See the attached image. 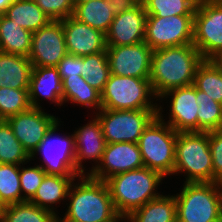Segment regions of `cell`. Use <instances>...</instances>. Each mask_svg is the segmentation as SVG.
<instances>
[{
    "instance_id": "cell-39",
    "label": "cell",
    "mask_w": 222,
    "mask_h": 222,
    "mask_svg": "<svg viewBox=\"0 0 222 222\" xmlns=\"http://www.w3.org/2000/svg\"><path fill=\"white\" fill-rule=\"evenodd\" d=\"M83 66V56H75L67 54L64 58L59 61L56 66L58 73L63 81L66 77H77L81 75Z\"/></svg>"
},
{
    "instance_id": "cell-4",
    "label": "cell",
    "mask_w": 222,
    "mask_h": 222,
    "mask_svg": "<svg viewBox=\"0 0 222 222\" xmlns=\"http://www.w3.org/2000/svg\"><path fill=\"white\" fill-rule=\"evenodd\" d=\"M175 198L178 221L222 222L221 182H185Z\"/></svg>"
},
{
    "instance_id": "cell-24",
    "label": "cell",
    "mask_w": 222,
    "mask_h": 222,
    "mask_svg": "<svg viewBox=\"0 0 222 222\" xmlns=\"http://www.w3.org/2000/svg\"><path fill=\"white\" fill-rule=\"evenodd\" d=\"M128 222H175L176 198L175 195H161L137 208L128 216Z\"/></svg>"
},
{
    "instance_id": "cell-30",
    "label": "cell",
    "mask_w": 222,
    "mask_h": 222,
    "mask_svg": "<svg viewBox=\"0 0 222 222\" xmlns=\"http://www.w3.org/2000/svg\"><path fill=\"white\" fill-rule=\"evenodd\" d=\"M110 74L106 51L83 56L81 76L85 77L86 82L100 93L103 92Z\"/></svg>"
},
{
    "instance_id": "cell-32",
    "label": "cell",
    "mask_w": 222,
    "mask_h": 222,
    "mask_svg": "<svg viewBox=\"0 0 222 222\" xmlns=\"http://www.w3.org/2000/svg\"><path fill=\"white\" fill-rule=\"evenodd\" d=\"M196 102L199 105L197 112L198 131L222 130V104L209 98L205 92L197 88Z\"/></svg>"
},
{
    "instance_id": "cell-38",
    "label": "cell",
    "mask_w": 222,
    "mask_h": 222,
    "mask_svg": "<svg viewBox=\"0 0 222 222\" xmlns=\"http://www.w3.org/2000/svg\"><path fill=\"white\" fill-rule=\"evenodd\" d=\"M209 145L213 165V182L222 183V130L209 132Z\"/></svg>"
},
{
    "instance_id": "cell-17",
    "label": "cell",
    "mask_w": 222,
    "mask_h": 222,
    "mask_svg": "<svg viewBox=\"0 0 222 222\" xmlns=\"http://www.w3.org/2000/svg\"><path fill=\"white\" fill-rule=\"evenodd\" d=\"M147 13L142 1L135 7L117 14L106 35L107 46H124L141 43L145 39Z\"/></svg>"
},
{
    "instance_id": "cell-16",
    "label": "cell",
    "mask_w": 222,
    "mask_h": 222,
    "mask_svg": "<svg viewBox=\"0 0 222 222\" xmlns=\"http://www.w3.org/2000/svg\"><path fill=\"white\" fill-rule=\"evenodd\" d=\"M144 167L138 143H106L102 160L89 175L106 181L108 178Z\"/></svg>"
},
{
    "instance_id": "cell-9",
    "label": "cell",
    "mask_w": 222,
    "mask_h": 222,
    "mask_svg": "<svg viewBox=\"0 0 222 222\" xmlns=\"http://www.w3.org/2000/svg\"><path fill=\"white\" fill-rule=\"evenodd\" d=\"M194 15H147L144 42L152 49L193 44Z\"/></svg>"
},
{
    "instance_id": "cell-40",
    "label": "cell",
    "mask_w": 222,
    "mask_h": 222,
    "mask_svg": "<svg viewBox=\"0 0 222 222\" xmlns=\"http://www.w3.org/2000/svg\"><path fill=\"white\" fill-rule=\"evenodd\" d=\"M141 0H108L114 9V15L120 14L135 7Z\"/></svg>"
},
{
    "instance_id": "cell-2",
    "label": "cell",
    "mask_w": 222,
    "mask_h": 222,
    "mask_svg": "<svg viewBox=\"0 0 222 222\" xmlns=\"http://www.w3.org/2000/svg\"><path fill=\"white\" fill-rule=\"evenodd\" d=\"M80 182L72 183L69 192V206L58 222H107L118 213L105 181L90 175L79 176Z\"/></svg>"
},
{
    "instance_id": "cell-34",
    "label": "cell",
    "mask_w": 222,
    "mask_h": 222,
    "mask_svg": "<svg viewBox=\"0 0 222 222\" xmlns=\"http://www.w3.org/2000/svg\"><path fill=\"white\" fill-rule=\"evenodd\" d=\"M28 90L10 87L0 88V114L6 120L31 108Z\"/></svg>"
},
{
    "instance_id": "cell-43",
    "label": "cell",
    "mask_w": 222,
    "mask_h": 222,
    "mask_svg": "<svg viewBox=\"0 0 222 222\" xmlns=\"http://www.w3.org/2000/svg\"><path fill=\"white\" fill-rule=\"evenodd\" d=\"M196 6L208 3L219 2V0H191Z\"/></svg>"
},
{
    "instance_id": "cell-5",
    "label": "cell",
    "mask_w": 222,
    "mask_h": 222,
    "mask_svg": "<svg viewBox=\"0 0 222 222\" xmlns=\"http://www.w3.org/2000/svg\"><path fill=\"white\" fill-rule=\"evenodd\" d=\"M184 173L185 182H213L209 132H178L174 174Z\"/></svg>"
},
{
    "instance_id": "cell-21",
    "label": "cell",
    "mask_w": 222,
    "mask_h": 222,
    "mask_svg": "<svg viewBox=\"0 0 222 222\" xmlns=\"http://www.w3.org/2000/svg\"><path fill=\"white\" fill-rule=\"evenodd\" d=\"M32 69L28 57L0 51V88L29 89Z\"/></svg>"
},
{
    "instance_id": "cell-45",
    "label": "cell",
    "mask_w": 222,
    "mask_h": 222,
    "mask_svg": "<svg viewBox=\"0 0 222 222\" xmlns=\"http://www.w3.org/2000/svg\"><path fill=\"white\" fill-rule=\"evenodd\" d=\"M72 1H73V5L75 7L76 5H79L80 3H85L88 1H92V0H72Z\"/></svg>"
},
{
    "instance_id": "cell-41",
    "label": "cell",
    "mask_w": 222,
    "mask_h": 222,
    "mask_svg": "<svg viewBox=\"0 0 222 222\" xmlns=\"http://www.w3.org/2000/svg\"><path fill=\"white\" fill-rule=\"evenodd\" d=\"M14 0H0V14H4Z\"/></svg>"
},
{
    "instance_id": "cell-44",
    "label": "cell",
    "mask_w": 222,
    "mask_h": 222,
    "mask_svg": "<svg viewBox=\"0 0 222 222\" xmlns=\"http://www.w3.org/2000/svg\"><path fill=\"white\" fill-rule=\"evenodd\" d=\"M125 221L128 222V217L126 215L118 214L114 219L107 221V222H119V221Z\"/></svg>"
},
{
    "instance_id": "cell-12",
    "label": "cell",
    "mask_w": 222,
    "mask_h": 222,
    "mask_svg": "<svg viewBox=\"0 0 222 222\" xmlns=\"http://www.w3.org/2000/svg\"><path fill=\"white\" fill-rule=\"evenodd\" d=\"M67 54L63 20H51L32 33L28 58L33 67H56Z\"/></svg>"
},
{
    "instance_id": "cell-31",
    "label": "cell",
    "mask_w": 222,
    "mask_h": 222,
    "mask_svg": "<svg viewBox=\"0 0 222 222\" xmlns=\"http://www.w3.org/2000/svg\"><path fill=\"white\" fill-rule=\"evenodd\" d=\"M31 160V156L15 137L13 129L5 121L0 126V163L24 165Z\"/></svg>"
},
{
    "instance_id": "cell-13",
    "label": "cell",
    "mask_w": 222,
    "mask_h": 222,
    "mask_svg": "<svg viewBox=\"0 0 222 222\" xmlns=\"http://www.w3.org/2000/svg\"><path fill=\"white\" fill-rule=\"evenodd\" d=\"M6 121L30 156L52 127L59 122L58 117L45 113L42 108L32 107L25 112L9 117Z\"/></svg>"
},
{
    "instance_id": "cell-36",
    "label": "cell",
    "mask_w": 222,
    "mask_h": 222,
    "mask_svg": "<svg viewBox=\"0 0 222 222\" xmlns=\"http://www.w3.org/2000/svg\"><path fill=\"white\" fill-rule=\"evenodd\" d=\"M20 186L22 192V202L30 201L40 184L42 183L46 172L39 166L24 168L20 165Z\"/></svg>"
},
{
    "instance_id": "cell-46",
    "label": "cell",
    "mask_w": 222,
    "mask_h": 222,
    "mask_svg": "<svg viewBox=\"0 0 222 222\" xmlns=\"http://www.w3.org/2000/svg\"><path fill=\"white\" fill-rule=\"evenodd\" d=\"M6 121V119L0 114V126Z\"/></svg>"
},
{
    "instance_id": "cell-20",
    "label": "cell",
    "mask_w": 222,
    "mask_h": 222,
    "mask_svg": "<svg viewBox=\"0 0 222 222\" xmlns=\"http://www.w3.org/2000/svg\"><path fill=\"white\" fill-rule=\"evenodd\" d=\"M28 93L32 108H42L39 102L42 97L62 106V80L57 67H33Z\"/></svg>"
},
{
    "instance_id": "cell-26",
    "label": "cell",
    "mask_w": 222,
    "mask_h": 222,
    "mask_svg": "<svg viewBox=\"0 0 222 222\" xmlns=\"http://www.w3.org/2000/svg\"><path fill=\"white\" fill-rule=\"evenodd\" d=\"M4 15L32 33L51 21L33 0H14Z\"/></svg>"
},
{
    "instance_id": "cell-22",
    "label": "cell",
    "mask_w": 222,
    "mask_h": 222,
    "mask_svg": "<svg viewBox=\"0 0 222 222\" xmlns=\"http://www.w3.org/2000/svg\"><path fill=\"white\" fill-rule=\"evenodd\" d=\"M78 178V176H61L46 174L39 188L37 189L34 197L29 201L36 206L54 211V205L68 199V192L72 183Z\"/></svg>"
},
{
    "instance_id": "cell-42",
    "label": "cell",
    "mask_w": 222,
    "mask_h": 222,
    "mask_svg": "<svg viewBox=\"0 0 222 222\" xmlns=\"http://www.w3.org/2000/svg\"><path fill=\"white\" fill-rule=\"evenodd\" d=\"M220 69H222V50L211 59Z\"/></svg>"
},
{
    "instance_id": "cell-29",
    "label": "cell",
    "mask_w": 222,
    "mask_h": 222,
    "mask_svg": "<svg viewBox=\"0 0 222 222\" xmlns=\"http://www.w3.org/2000/svg\"><path fill=\"white\" fill-rule=\"evenodd\" d=\"M198 90L222 104V69L212 60H203L199 65L193 84Z\"/></svg>"
},
{
    "instance_id": "cell-10",
    "label": "cell",
    "mask_w": 222,
    "mask_h": 222,
    "mask_svg": "<svg viewBox=\"0 0 222 222\" xmlns=\"http://www.w3.org/2000/svg\"><path fill=\"white\" fill-rule=\"evenodd\" d=\"M60 121L47 133L45 139L31 155L43 154L44 165H39L46 174L61 176H81L76 169L74 135L56 136Z\"/></svg>"
},
{
    "instance_id": "cell-8",
    "label": "cell",
    "mask_w": 222,
    "mask_h": 222,
    "mask_svg": "<svg viewBox=\"0 0 222 222\" xmlns=\"http://www.w3.org/2000/svg\"><path fill=\"white\" fill-rule=\"evenodd\" d=\"M106 143H138L147 126L158 116V110H111L96 112Z\"/></svg>"
},
{
    "instance_id": "cell-19",
    "label": "cell",
    "mask_w": 222,
    "mask_h": 222,
    "mask_svg": "<svg viewBox=\"0 0 222 222\" xmlns=\"http://www.w3.org/2000/svg\"><path fill=\"white\" fill-rule=\"evenodd\" d=\"M74 135L75 162L76 169L81 175H89L100 164L106 145L102 127L97 117L86 125L76 129ZM92 160L97 165H93L89 172H84L83 160Z\"/></svg>"
},
{
    "instance_id": "cell-1",
    "label": "cell",
    "mask_w": 222,
    "mask_h": 222,
    "mask_svg": "<svg viewBox=\"0 0 222 222\" xmlns=\"http://www.w3.org/2000/svg\"><path fill=\"white\" fill-rule=\"evenodd\" d=\"M204 58L193 44L153 50L150 83L157 98L165 92L194 84Z\"/></svg>"
},
{
    "instance_id": "cell-35",
    "label": "cell",
    "mask_w": 222,
    "mask_h": 222,
    "mask_svg": "<svg viewBox=\"0 0 222 222\" xmlns=\"http://www.w3.org/2000/svg\"><path fill=\"white\" fill-rule=\"evenodd\" d=\"M147 15L167 17L194 15L196 5L191 0H141Z\"/></svg>"
},
{
    "instance_id": "cell-3",
    "label": "cell",
    "mask_w": 222,
    "mask_h": 222,
    "mask_svg": "<svg viewBox=\"0 0 222 222\" xmlns=\"http://www.w3.org/2000/svg\"><path fill=\"white\" fill-rule=\"evenodd\" d=\"M163 178L161 173L144 166L114 175L105 182L117 213L128 216L162 195L156 191Z\"/></svg>"
},
{
    "instance_id": "cell-18",
    "label": "cell",
    "mask_w": 222,
    "mask_h": 222,
    "mask_svg": "<svg viewBox=\"0 0 222 222\" xmlns=\"http://www.w3.org/2000/svg\"><path fill=\"white\" fill-rule=\"evenodd\" d=\"M63 32L68 54L86 56L106 51V35L73 16L63 19Z\"/></svg>"
},
{
    "instance_id": "cell-15",
    "label": "cell",
    "mask_w": 222,
    "mask_h": 222,
    "mask_svg": "<svg viewBox=\"0 0 222 222\" xmlns=\"http://www.w3.org/2000/svg\"><path fill=\"white\" fill-rule=\"evenodd\" d=\"M165 97L171 99L169 120L166 122L163 118V110L160 105H158V117L176 132L198 131L197 112L199 105L196 102V87L190 85L171 89L161 95L159 100H163Z\"/></svg>"
},
{
    "instance_id": "cell-7",
    "label": "cell",
    "mask_w": 222,
    "mask_h": 222,
    "mask_svg": "<svg viewBox=\"0 0 222 222\" xmlns=\"http://www.w3.org/2000/svg\"><path fill=\"white\" fill-rule=\"evenodd\" d=\"M177 133L158 116L144 130L138 145L146 168L173 175Z\"/></svg>"
},
{
    "instance_id": "cell-37",
    "label": "cell",
    "mask_w": 222,
    "mask_h": 222,
    "mask_svg": "<svg viewBox=\"0 0 222 222\" xmlns=\"http://www.w3.org/2000/svg\"><path fill=\"white\" fill-rule=\"evenodd\" d=\"M51 20H63L73 16L72 0H33Z\"/></svg>"
},
{
    "instance_id": "cell-28",
    "label": "cell",
    "mask_w": 222,
    "mask_h": 222,
    "mask_svg": "<svg viewBox=\"0 0 222 222\" xmlns=\"http://www.w3.org/2000/svg\"><path fill=\"white\" fill-rule=\"evenodd\" d=\"M0 222H58V216L25 201L1 207Z\"/></svg>"
},
{
    "instance_id": "cell-27",
    "label": "cell",
    "mask_w": 222,
    "mask_h": 222,
    "mask_svg": "<svg viewBox=\"0 0 222 222\" xmlns=\"http://www.w3.org/2000/svg\"><path fill=\"white\" fill-rule=\"evenodd\" d=\"M63 104L70 101L73 104L83 105L86 108H95L98 111L102 108L101 93L91 87L85 77H66L62 81Z\"/></svg>"
},
{
    "instance_id": "cell-14",
    "label": "cell",
    "mask_w": 222,
    "mask_h": 222,
    "mask_svg": "<svg viewBox=\"0 0 222 222\" xmlns=\"http://www.w3.org/2000/svg\"><path fill=\"white\" fill-rule=\"evenodd\" d=\"M153 50L143 41L135 45L107 46L110 73L149 78Z\"/></svg>"
},
{
    "instance_id": "cell-6",
    "label": "cell",
    "mask_w": 222,
    "mask_h": 222,
    "mask_svg": "<svg viewBox=\"0 0 222 222\" xmlns=\"http://www.w3.org/2000/svg\"><path fill=\"white\" fill-rule=\"evenodd\" d=\"M151 99H156V96L149 78L110 74L101 93V109L158 110V104Z\"/></svg>"
},
{
    "instance_id": "cell-23",
    "label": "cell",
    "mask_w": 222,
    "mask_h": 222,
    "mask_svg": "<svg viewBox=\"0 0 222 222\" xmlns=\"http://www.w3.org/2000/svg\"><path fill=\"white\" fill-rule=\"evenodd\" d=\"M32 32L22 28L4 14H0V51L28 57Z\"/></svg>"
},
{
    "instance_id": "cell-11",
    "label": "cell",
    "mask_w": 222,
    "mask_h": 222,
    "mask_svg": "<svg viewBox=\"0 0 222 222\" xmlns=\"http://www.w3.org/2000/svg\"><path fill=\"white\" fill-rule=\"evenodd\" d=\"M193 45L204 60H211L222 50V2L196 6Z\"/></svg>"
},
{
    "instance_id": "cell-33",
    "label": "cell",
    "mask_w": 222,
    "mask_h": 222,
    "mask_svg": "<svg viewBox=\"0 0 222 222\" xmlns=\"http://www.w3.org/2000/svg\"><path fill=\"white\" fill-rule=\"evenodd\" d=\"M20 165L0 163V206L22 203Z\"/></svg>"
},
{
    "instance_id": "cell-25",
    "label": "cell",
    "mask_w": 222,
    "mask_h": 222,
    "mask_svg": "<svg viewBox=\"0 0 222 222\" xmlns=\"http://www.w3.org/2000/svg\"><path fill=\"white\" fill-rule=\"evenodd\" d=\"M73 17L106 34L115 15L108 0H92L76 5Z\"/></svg>"
}]
</instances>
